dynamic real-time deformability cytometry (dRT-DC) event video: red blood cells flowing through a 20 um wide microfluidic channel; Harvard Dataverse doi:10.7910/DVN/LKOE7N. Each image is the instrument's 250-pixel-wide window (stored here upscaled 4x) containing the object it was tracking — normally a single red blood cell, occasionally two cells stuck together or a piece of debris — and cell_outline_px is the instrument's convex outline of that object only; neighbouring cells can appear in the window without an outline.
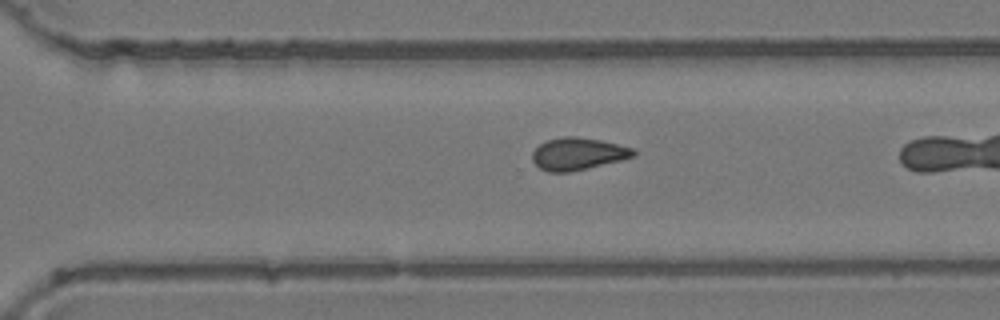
{"species": "common noctule bat (a hibernating species)", "species_latin": "Nyctalus noctula", "temperature_condition": "room temperature", "stored_images_in_passage": 30, "camera_frame_rate_fps": 3000, "um_per_image_px": 0.085, "animal": {"sex": "female", "body_mass_g": 24.6, "forearm_length_mm": 56.2}, "frame": {"image": 1, "passage_image": 26, "time_ms": 8.333, "image_size_px": [1000, 320], "cell_outline_px": [[636, 156], [588, 168], [568, 172], [548, 172], [540, 168], [532, 160], [532, 152], [540, 144], [548, 140], [564, 136], [576, 136], [600, 140], [636, 148]], "centroid_in_image_um": [49.14, 13.07], "position_along_channel_um": 321.5, "area_um2": 19.02}}